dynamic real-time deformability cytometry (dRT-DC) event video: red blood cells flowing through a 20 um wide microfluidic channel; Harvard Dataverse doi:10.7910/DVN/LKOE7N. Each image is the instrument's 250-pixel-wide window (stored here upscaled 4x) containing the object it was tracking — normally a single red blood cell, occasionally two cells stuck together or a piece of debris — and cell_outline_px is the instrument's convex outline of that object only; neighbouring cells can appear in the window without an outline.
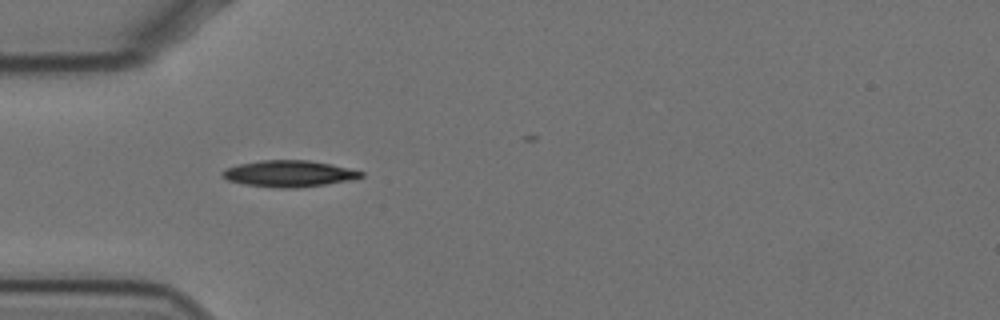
{"species": "Egyptian fruit bat (a non-hibernating species)", "species_latin": "Rousettus aegyptiacus", "temperature_condition": "cold", "stored_images_in_passage": 13, "camera_frame_rate_fps": 3000, "um_per_image_px": 0.085, "animal": {"sex": "female"}, "frame": {"image": 1, "passage_image": 6, "time_ms": 1.667, "image_size_px": [1000, 320], "cell_outline_px": [[364, 176], [348, 180], [324, 184], [296, 188], [280, 188], [244, 184], [228, 180], [220, 176], [220, 172], [228, 168], [240, 164], [260, 160], [308, 160], [328, 164], [364, 172]], "centroid_in_image_um": [24.51, 14.76], "position_along_channel_um": 60.5, "area_um2": 20.98}}
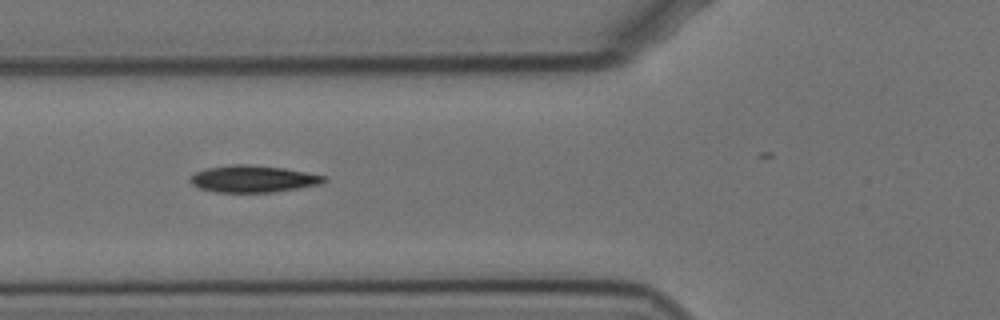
{"frame": {"image": 2, "passage_image": 10, "time_ms": 3.0, "image_size_px": [1000, 320], "cell_outline_px": [[328, 180], [320, 184], [272, 192], [216, 192], [200, 188], [192, 184], [188, 180], [196, 172], [204, 168], [232, 164], [248, 164], [284, 168], [328, 176]], "centroid_in_image_um": [21.51, 15.19], "position_along_channel_um": 104.3, "area_um2": 20.98}}